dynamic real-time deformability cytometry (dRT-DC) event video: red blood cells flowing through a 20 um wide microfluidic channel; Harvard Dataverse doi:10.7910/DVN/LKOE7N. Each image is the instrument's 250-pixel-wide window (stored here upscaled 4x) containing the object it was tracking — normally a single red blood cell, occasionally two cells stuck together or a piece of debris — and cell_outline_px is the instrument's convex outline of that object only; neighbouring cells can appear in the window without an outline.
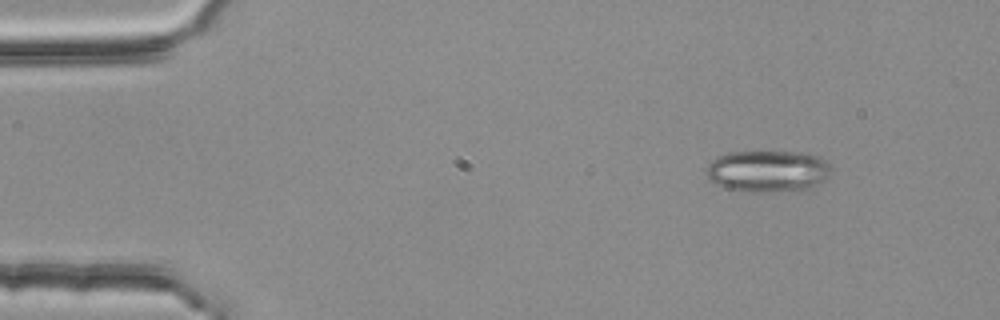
{"species": "common noctule bat (a hibernating species)", "species_latin": "Nyctalus noctula", "temperature_condition": "room temperature", "stored_images_in_passage": 5, "segment_of_instrument_passage": [2, 2], "camera_frame_rate_fps": 3000, "um_per_image_px": 0.085, "animal": {"sex": "female", "body_mass_g": 25.1}, "frame": {"image": 1, "passage_image": 5, "time_ms": 1.333, "image_size_px": [1000, 320], "cell_outline_px": [[832, 168], [828, 176], [824, 180], [808, 188], [768, 192], [744, 192], [728, 188], [716, 184], [708, 180], [704, 172], [704, 168], [712, 160], [720, 156], [732, 152], [808, 152], [820, 156]], "centroid_in_image_um": [65.23, 14.54], "position_along_channel_um": 19.8, "area_um2": 30.46}}